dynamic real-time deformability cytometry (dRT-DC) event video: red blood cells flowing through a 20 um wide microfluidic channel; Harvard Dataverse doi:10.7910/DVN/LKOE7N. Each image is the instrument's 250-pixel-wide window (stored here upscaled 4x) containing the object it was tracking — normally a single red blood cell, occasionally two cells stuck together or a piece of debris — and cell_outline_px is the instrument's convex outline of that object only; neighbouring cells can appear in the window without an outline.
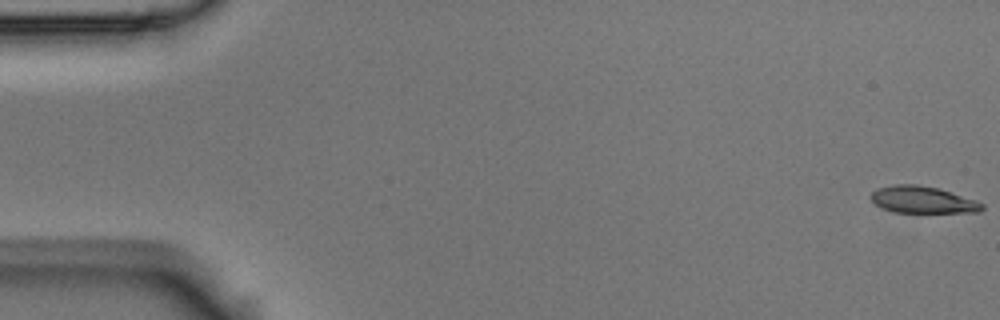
{"species": "Egyptian fruit bat (a non-hibernating species)", "species_latin": "Rousettus aegyptiacus", "temperature_condition": "room temperature", "stored_images_in_passage": 58, "camera_frame_rate_fps": 3000, "um_per_image_px": 0.085, "animal": {"sex": "male"}, "frame": {"image": 1, "passage_image": 1, "time_ms": 0.0, "image_size_px": [1000, 320], "cell_outline_px": [[984, 208], [980, 212], [892, 212], [876, 204], [868, 196], [876, 188], [892, 184], [916, 184], [936, 188], [976, 200], [984, 204]], "centroid_in_image_um": [78.39, 16.97], "position_along_channel_um": 6.6, "area_um2": 17.34}}
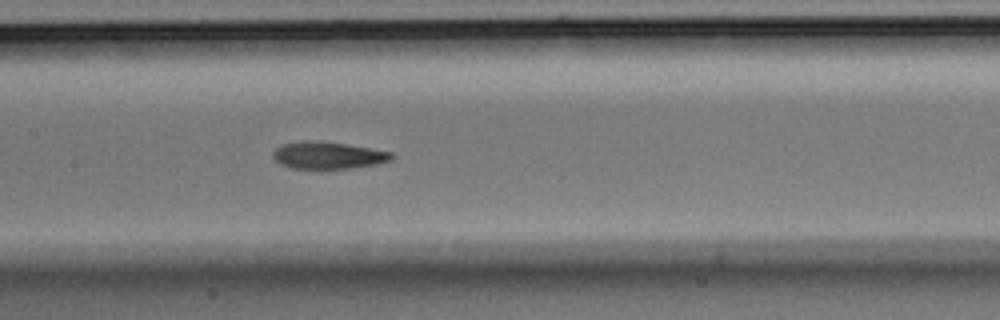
{"frame": {"image": 2, "passage_image": 28, "time_ms": 9.0, "image_size_px": [1000, 320], "cell_outline_px": [[396, 156], [392, 160], [376, 164], [348, 168], [292, 168], [280, 164], [272, 156], [272, 152], [276, 148], [284, 144], [308, 140], [316, 140], [372, 148], [392, 152]], "centroid_in_image_um": [27.91, 13.19], "position_along_channel_um": 179.5, "area_um2": 18.61}}
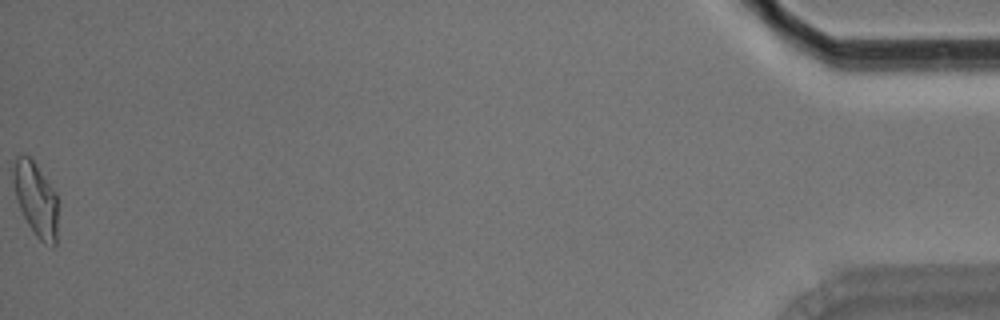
{"frame": {"image": 3, "passage_image": 58, "time_ms": 19.0, "image_size_px": [1000, 320], "cell_outline_px": [[56, 244], [52, 248], [44, 244], [36, 236], [28, 224], [16, 200], [12, 180], [12, 168], [16, 156], [28, 156], [32, 160], [56, 192]], "centroid_in_image_um": [3.02, 16.94], "position_along_channel_um": 432.2, "area_um2": 19.07}, "authors_computed_cell_mechanics": {"area_um2": 18.6983, "velocity_mm_per_s": 3.5251, "shape_relaxation_time_tau1_ms": 7.7648, "shape_relaxation_time_tau2_ms": 2.7897, "deformation_change_tau1": 0.2329, "deformation_change_tau2": 0.0891}}